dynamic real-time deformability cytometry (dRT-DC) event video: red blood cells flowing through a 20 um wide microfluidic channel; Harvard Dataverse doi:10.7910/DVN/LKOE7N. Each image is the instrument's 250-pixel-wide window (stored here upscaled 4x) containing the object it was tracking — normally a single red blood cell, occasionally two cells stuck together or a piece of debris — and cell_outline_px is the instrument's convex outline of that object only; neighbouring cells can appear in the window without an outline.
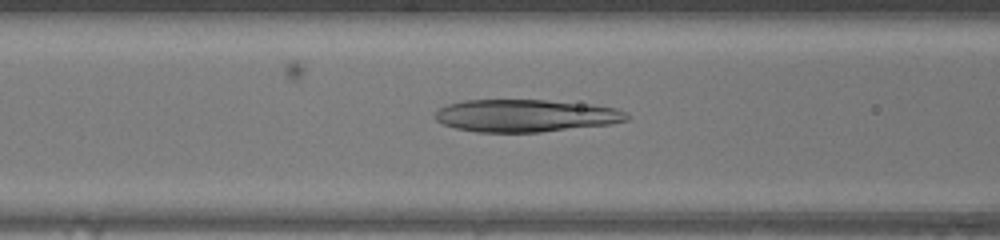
{"species": "human", "species_latin": "Homo sapiens", "temperature_condition": "warm", "stored_images_in_passage": 47, "camera_frame_rate_fps": 3000, "um_per_image_px": 0.085, "donor": {"sex": "female"}, "frame": {"image": 1, "passage_image": 18, "time_ms": 5.667, "image_size_px": [1000, 240], "cell_outline_px": [[632, 116], [628, 120], [612, 124], [540, 132], [476, 132], [456, 128], [444, 124], [436, 120], [436, 112], [440, 108], [448, 104], [464, 100], [548, 100], [592, 104], [616, 108], [628, 112]], "centroid_in_image_um": [44.76, 9.83], "position_along_channel_um": 121.8, "area_um2": 36.47}}
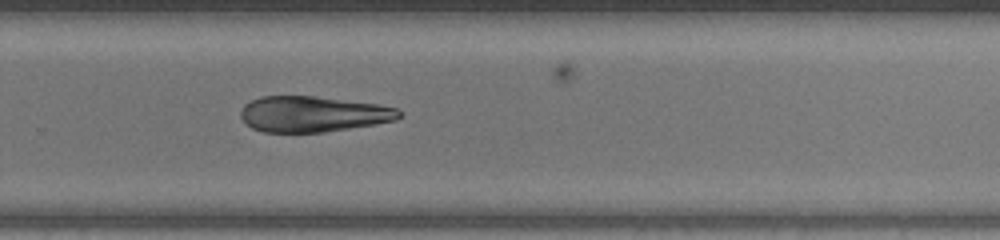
{"frame": {"image": 2, "passage_image": 31, "time_ms": 10.0, "image_size_px": [1000, 240], "cell_outline_px": [[400, 116], [396, 120], [376, 124], [324, 132], [264, 132], [252, 128], [240, 116], [240, 112], [244, 104], [260, 96], [316, 96], [376, 104], [396, 108], [400, 112]], "centroid_in_image_um": [26.58, 9.69], "position_along_channel_um": 303.2, "area_um2": 32.83}}
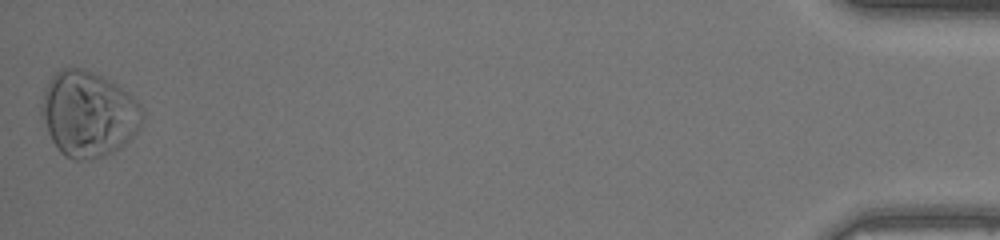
{"frame": {"image": 3, "passage_image": 47, "time_ms": 15.333, "image_size_px": [1000, 240], "cell_outline_px": [[144, 120], [140, 128], [124, 144], [112, 152], [104, 156], [88, 160], [76, 160], [64, 156], [60, 152], [52, 140], [40, 116], [40, 104], [44, 88], [48, 80], [60, 68], [84, 68], [116, 84], [128, 92], [140, 104], [144, 112]], "centroid_in_image_um": [7.49, 9.68], "position_along_channel_um": 427.7, "area_um2": 50.63}, "authors_computed_cell_mechanics": {"area_um2": 38.7838, "velocity_mm_per_s": 4.1842, "shape_relaxation_time_tau1_ms": 11.1224, "shape_relaxation_time_tau2_ms": 9.6238, "deformation_change_tau1": 0.2928, "deformation_change_tau2": 0.1774}}